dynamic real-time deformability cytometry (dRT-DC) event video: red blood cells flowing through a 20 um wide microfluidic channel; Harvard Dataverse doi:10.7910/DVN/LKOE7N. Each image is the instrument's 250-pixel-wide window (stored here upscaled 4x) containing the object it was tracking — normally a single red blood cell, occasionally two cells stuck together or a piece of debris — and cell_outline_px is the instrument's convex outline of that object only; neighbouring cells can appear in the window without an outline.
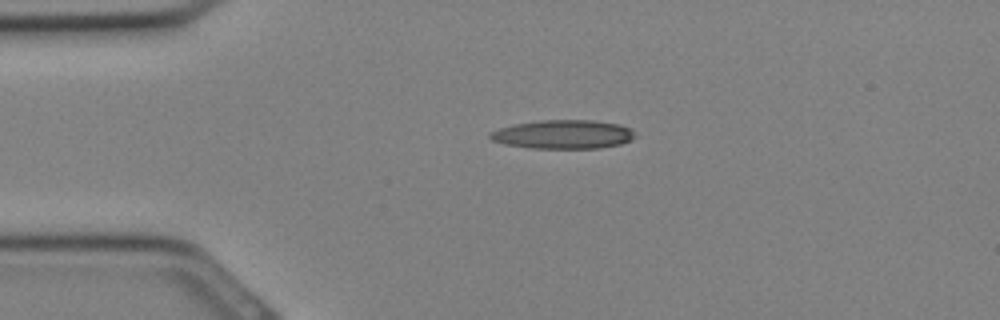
{"species": "Egyptian fruit bat (a non-hibernating species)", "species_latin": "Rousettus aegyptiacus", "temperature_condition": "cold", "stored_images_in_passage": 19, "camera_frame_rate_fps": 3000, "um_per_image_px": 0.085, "animal": {"sex": "female"}, "frame": {"image": 1, "passage_image": 7, "time_ms": 2.0, "image_size_px": [1000, 320], "cell_outline_px": [[636, 136], [632, 140], [620, 144], [600, 148], [528, 148], [504, 144], [492, 140], [488, 136], [488, 132], [500, 128], [516, 124], [540, 120], [592, 120], [620, 124], [632, 128], [636, 132]], "centroid_in_image_um": [47.9, 11.42], "position_along_channel_um": 37.1, "area_um2": 24.57}}
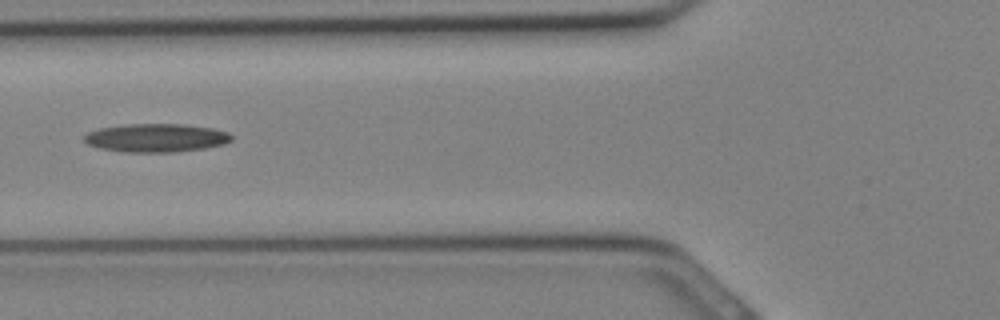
{"frame": {"image": 2, "passage_image": 12, "time_ms": 3.667, "image_size_px": [1000, 320], "cell_outline_px": [[232, 140], [224, 144], [204, 148], [176, 152], [124, 152], [100, 148], [88, 144], [84, 140], [84, 136], [88, 132], [100, 128], [124, 124], [184, 124], [212, 128], [228, 132], [232, 136]], "centroid_in_image_um": [13.28, 11.71], "position_along_channel_um": 112.5, "area_um2": 24.39}}
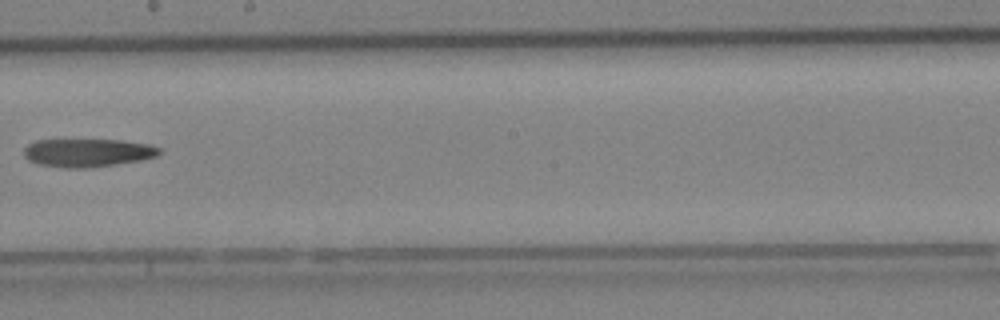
{"frame": {"image": 3, "passage_image": 18, "time_ms": 5.667, "image_size_px": [1000, 320], "cell_outline_px": [[164, 152], [156, 156], [140, 160], [92, 168], [64, 168], [40, 164], [28, 160], [24, 156], [24, 148], [28, 144], [36, 140], [120, 140], [148, 144], [160, 148]], "centroid_in_image_um": [7.45, 12.98], "position_along_channel_um": 240.7, "area_um2": 22.31}}